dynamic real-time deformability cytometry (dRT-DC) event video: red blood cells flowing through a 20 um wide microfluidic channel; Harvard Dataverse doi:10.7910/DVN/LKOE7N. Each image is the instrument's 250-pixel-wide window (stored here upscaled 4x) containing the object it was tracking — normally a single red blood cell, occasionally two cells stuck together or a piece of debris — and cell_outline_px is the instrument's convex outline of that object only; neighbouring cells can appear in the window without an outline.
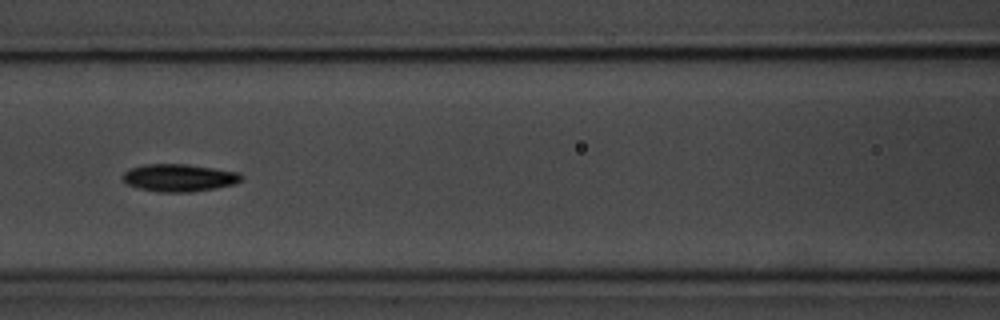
{"species": "common noctule bat (a hibernating species)", "species_latin": "Nyctalus noctula", "temperature_condition": "room temperature", "stored_images_in_passage": 21, "camera_frame_rate_fps": 3000, "um_per_image_px": 0.085, "animal": {"sex": "male", "body_mass_g": 20.1, "forearm_length_mm": 53.5}, "frame": {"image": 1, "passage_image": 10, "time_ms": 3.0, "image_size_px": [1000, 320], "cell_outline_px": [[244, 180], [236, 184], [216, 188], [192, 192], [160, 192], [140, 188], [128, 184], [120, 176], [124, 172], [132, 168], [144, 164], [188, 164], [240, 172], [244, 176]], "centroid_in_image_um": [15.29, 15.11], "position_along_channel_um": 151.3, "area_um2": 19.19}}